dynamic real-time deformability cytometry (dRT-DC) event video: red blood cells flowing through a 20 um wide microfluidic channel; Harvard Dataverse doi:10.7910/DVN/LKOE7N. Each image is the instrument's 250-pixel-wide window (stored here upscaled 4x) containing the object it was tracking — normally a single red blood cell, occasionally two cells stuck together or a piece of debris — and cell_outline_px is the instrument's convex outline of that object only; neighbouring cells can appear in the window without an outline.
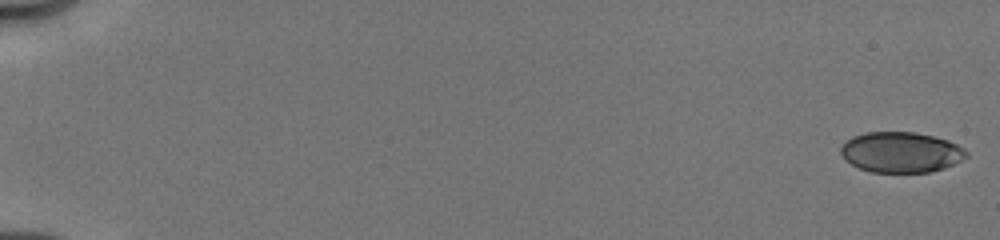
{"species": "human", "species_latin": "Homo sapiens", "temperature_condition": "cold", "stored_images_in_passage": 27, "camera_frame_rate_fps": 3000, "um_per_image_px": 0.085, "donor": {"sex": "male"}, "frame": {"image": 1, "passage_image": 1, "time_ms": 0.0, "image_size_px": [1000, 240], "cell_outline_px": [[968, 156], [944, 168], [928, 172], [872, 172], [860, 168], [852, 164], [840, 152], [840, 148], [852, 136], [864, 132], [916, 132], [948, 140], [964, 148], [968, 152]], "centroid_in_image_um": [76.6, 12.93], "position_along_channel_um": 8.4, "area_um2": 29.42}}
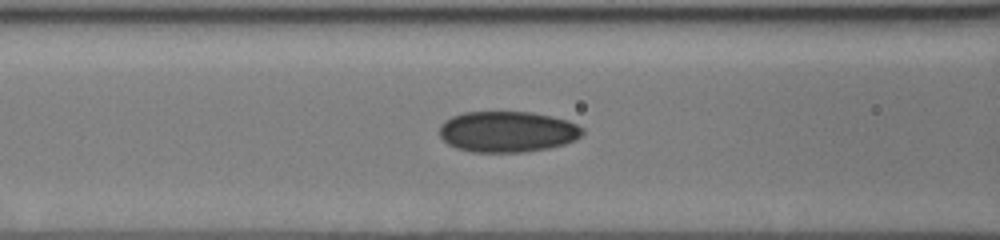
{"frame": {"image": 2, "passage_image": 20, "time_ms": 7.667, "image_size_px": [1000, 240], "cell_outline_px": [[584, 132], [576, 140], [564, 144], [548, 148], [524, 152], [472, 152], [456, 148], [448, 144], [440, 136], [440, 124], [444, 120], [452, 116], [464, 112], [532, 112], [552, 116], [568, 120], [584, 128]], "centroid_in_image_um": [43.13, 11.19], "position_along_channel_um": 123.5, "area_um2": 34.33}}
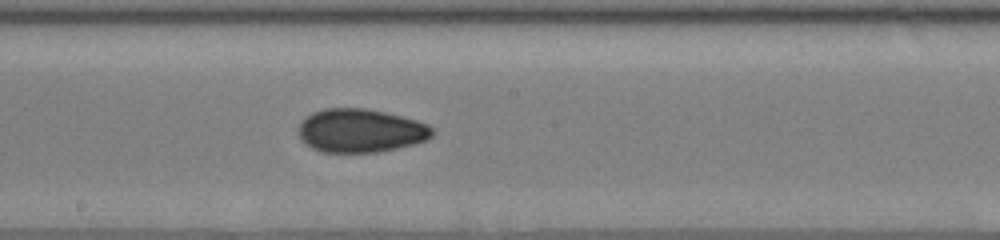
{"frame": {"image": 3, "passage_image": 27, "time_ms": 10.0, "image_size_px": [1000, 240], "cell_outline_px": [[436, 132], [428, 140], [416, 144], [380, 152], [324, 152], [312, 148], [300, 136], [300, 124], [312, 112], [324, 108], [364, 108], [384, 112], [416, 120], [428, 124], [436, 128]], "centroid_in_image_um": [30.74, 11.11], "position_along_channel_um": 217.5, "area_um2": 33.93}}